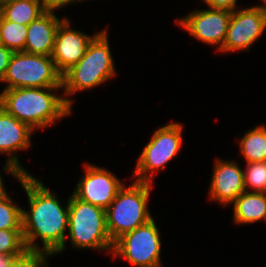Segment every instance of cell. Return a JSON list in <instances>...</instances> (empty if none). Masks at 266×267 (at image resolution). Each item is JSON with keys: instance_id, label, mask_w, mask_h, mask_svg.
<instances>
[{"instance_id": "cell-5", "label": "cell", "mask_w": 266, "mask_h": 267, "mask_svg": "<svg viewBox=\"0 0 266 267\" xmlns=\"http://www.w3.org/2000/svg\"><path fill=\"white\" fill-rule=\"evenodd\" d=\"M68 230L72 247L112 252L113 242L106 227V210L81 201L73 194L68 200Z\"/></svg>"}, {"instance_id": "cell-8", "label": "cell", "mask_w": 266, "mask_h": 267, "mask_svg": "<svg viewBox=\"0 0 266 267\" xmlns=\"http://www.w3.org/2000/svg\"><path fill=\"white\" fill-rule=\"evenodd\" d=\"M112 253L113 258L121 256L135 267L162 264L160 232L154 219L119 237Z\"/></svg>"}, {"instance_id": "cell-22", "label": "cell", "mask_w": 266, "mask_h": 267, "mask_svg": "<svg viewBox=\"0 0 266 267\" xmlns=\"http://www.w3.org/2000/svg\"><path fill=\"white\" fill-rule=\"evenodd\" d=\"M26 249L22 230H0V254L15 257Z\"/></svg>"}, {"instance_id": "cell-7", "label": "cell", "mask_w": 266, "mask_h": 267, "mask_svg": "<svg viewBox=\"0 0 266 267\" xmlns=\"http://www.w3.org/2000/svg\"><path fill=\"white\" fill-rule=\"evenodd\" d=\"M182 129V124L175 122L157 129L139 156L132 178L150 183L157 170H164L167 163L179 154Z\"/></svg>"}, {"instance_id": "cell-9", "label": "cell", "mask_w": 266, "mask_h": 267, "mask_svg": "<svg viewBox=\"0 0 266 267\" xmlns=\"http://www.w3.org/2000/svg\"><path fill=\"white\" fill-rule=\"evenodd\" d=\"M266 29V14L262 5L232 11L221 52L247 50Z\"/></svg>"}, {"instance_id": "cell-16", "label": "cell", "mask_w": 266, "mask_h": 267, "mask_svg": "<svg viewBox=\"0 0 266 267\" xmlns=\"http://www.w3.org/2000/svg\"><path fill=\"white\" fill-rule=\"evenodd\" d=\"M232 204L234 223L251 224L266 219V193L245 191Z\"/></svg>"}, {"instance_id": "cell-19", "label": "cell", "mask_w": 266, "mask_h": 267, "mask_svg": "<svg viewBox=\"0 0 266 267\" xmlns=\"http://www.w3.org/2000/svg\"><path fill=\"white\" fill-rule=\"evenodd\" d=\"M27 26L6 20L0 14V44L13 52H24Z\"/></svg>"}, {"instance_id": "cell-31", "label": "cell", "mask_w": 266, "mask_h": 267, "mask_svg": "<svg viewBox=\"0 0 266 267\" xmlns=\"http://www.w3.org/2000/svg\"><path fill=\"white\" fill-rule=\"evenodd\" d=\"M150 267H162V264H158V265L150 266Z\"/></svg>"}, {"instance_id": "cell-28", "label": "cell", "mask_w": 266, "mask_h": 267, "mask_svg": "<svg viewBox=\"0 0 266 267\" xmlns=\"http://www.w3.org/2000/svg\"><path fill=\"white\" fill-rule=\"evenodd\" d=\"M2 175V174H0ZM4 183H3V179L2 177L0 176V193H2L3 191H5V188H4Z\"/></svg>"}, {"instance_id": "cell-30", "label": "cell", "mask_w": 266, "mask_h": 267, "mask_svg": "<svg viewBox=\"0 0 266 267\" xmlns=\"http://www.w3.org/2000/svg\"><path fill=\"white\" fill-rule=\"evenodd\" d=\"M261 1H263V3H265V4H263L262 6H263L264 11H265V14H266V0H261Z\"/></svg>"}, {"instance_id": "cell-29", "label": "cell", "mask_w": 266, "mask_h": 267, "mask_svg": "<svg viewBox=\"0 0 266 267\" xmlns=\"http://www.w3.org/2000/svg\"><path fill=\"white\" fill-rule=\"evenodd\" d=\"M10 1H14V0H0V8L6 4V3H9Z\"/></svg>"}, {"instance_id": "cell-23", "label": "cell", "mask_w": 266, "mask_h": 267, "mask_svg": "<svg viewBox=\"0 0 266 267\" xmlns=\"http://www.w3.org/2000/svg\"><path fill=\"white\" fill-rule=\"evenodd\" d=\"M49 256L52 255L41 250L26 249L20 255L12 257L8 267H48L46 259Z\"/></svg>"}, {"instance_id": "cell-4", "label": "cell", "mask_w": 266, "mask_h": 267, "mask_svg": "<svg viewBox=\"0 0 266 267\" xmlns=\"http://www.w3.org/2000/svg\"><path fill=\"white\" fill-rule=\"evenodd\" d=\"M151 187L152 183L135 180L131 186H123L105 209L106 227L113 243L152 219L147 207Z\"/></svg>"}, {"instance_id": "cell-25", "label": "cell", "mask_w": 266, "mask_h": 267, "mask_svg": "<svg viewBox=\"0 0 266 267\" xmlns=\"http://www.w3.org/2000/svg\"><path fill=\"white\" fill-rule=\"evenodd\" d=\"M13 51L0 44V82L3 80Z\"/></svg>"}, {"instance_id": "cell-27", "label": "cell", "mask_w": 266, "mask_h": 267, "mask_svg": "<svg viewBox=\"0 0 266 267\" xmlns=\"http://www.w3.org/2000/svg\"><path fill=\"white\" fill-rule=\"evenodd\" d=\"M12 257L0 254V267H8Z\"/></svg>"}, {"instance_id": "cell-1", "label": "cell", "mask_w": 266, "mask_h": 267, "mask_svg": "<svg viewBox=\"0 0 266 267\" xmlns=\"http://www.w3.org/2000/svg\"><path fill=\"white\" fill-rule=\"evenodd\" d=\"M18 181L28 197L29 211L22 210V231L27 249L41 250L51 255L66 247L69 206H62L55 194L31 174H20ZM41 239V246L35 242Z\"/></svg>"}, {"instance_id": "cell-2", "label": "cell", "mask_w": 266, "mask_h": 267, "mask_svg": "<svg viewBox=\"0 0 266 267\" xmlns=\"http://www.w3.org/2000/svg\"><path fill=\"white\" fill-rule=\"evenodd\" d=\"M62 87L12 88L0 93V105L15 118L28 124L33 130L56 124V120L72 112L73 101L53 92Z\"/></svg>"}, {"instance_id": "cell-14", "label": "cell", "mask_w": 266, "mask_h": 267, "mask_svg": "<svg viewBox=\"0 0 266 267\" xmlns=\"http://www.w3.org/2000/svg\"><path fill=\"white\" fill-rule=\"evenodd\" d=\"M243 192H245L244 175L239 165L233 161L216 159L210 183L209 199L229 205Z\"/></svg>"}, {"instance_id": "cell-12", "label": "cell", "mask_w": 266, "mask_h": 267, "mask_svg": "<svg viewBox=\"0 0 266 267\" xmlns=\"http://www.w3.org/2000/svg\"><path fill=\"white\" fill-rule=\"evenodd\" d=\"M232 12L225 9L195 10L177 20V24L203 43L216 46L221 51Z\"/></svg>"}, {"instance_id": "cell-20", "label": "cell", "mask_w": 266, "mask_h": 267, "mask_svg": "<svg viewBox=\"0 0 266 267\" xmlns=\"http://www.w3.org/2000/svg\"><path fill=\"white\" fill-rule=\"evenodd\" d=\"M22 210L6 190L0 193V230H22Z\"/></svg>"}, {"instance_id": "cell-13", "label": "cell", "mask_w": 266, "mask_h": 267, "mask_svg": "<svg viewBox=\"0 0 266 267\" xmlns=\"http://www.w3.org/2000/svg\"><path fill=\"white\" fill-rule=\"evenodd\" d=\"M97 34L90 36L74 30L67 18L59 25L51 57L62 75L85 55L89 43Z\"/></svg>"}, {"instance_id": "cell-3", "label": "cell", "mask_w": 266, "mask_h": 267, "mask_svg": "<svg viewBox=\"0 0 266 267\" xmlns=\"http://www.w3.org/2000/svg\"><path fill=\"white\" fill-rule=\"evenodd\" d=\"M116 74L107 37V30L89 43L85 55L62 75L64 96L89 90L109 81Z\"/></svg>"}, {"instance_id": "cell-15", "label": "cell", "mask_w": 266, "mask_h": 267, "mask_svg": "<svg viewBox=\"0 0 266 267\" xmlns=\"http://www.w3.org/2000/svg\"><path fill=\"white\" fill-rule=\"evenodd\" d=\"M53 11L54 9H47L27 26L24 52L44 56L52 55L58 27L66 19L57 18Z\"/></svg>"}, {"instance_id": "cell-18", "label": "cell", "mask_w": 266, "mask_h": 267, "mask_svg": "<svg viewBox=\"0 0 266 267\" xmlns=\"http://www.w3.org/2000/svg\"><path fill=\"white\" fill-rule=\"evenodd\" d=\"M239 147L246 163L266 161V126H256L245 132Z\"/></svg>"}, {"instance_id": "cell-11", "label": "cell", "mask_w": 266, "mask_h": 267, "mask_svg": "<svg viewBox=\"0 0 266 267\" xmlns=\"http://www.w3.org/2000/svg\"><path fill=\"white\" fill-rule=\"evenodd\" d=\"M85 173L72 193L81 201L106 209L124 186L109 170L85 164Z\"/></svg>"}, {"instance_id": "cell-21", "label": "cell", "mask_w": 266, "mask_h": 267, "mask_svg": "<svg viewBox=\"0 0 266 267\" xmlns=\"http://www.w3.org/2000/svg\"><path fill=\"white\" fill-rule=\"evenodd\" d=\"M246 164L243 170L245 191L266 193V161ZM249 188L253 191H248Z\"/></svg>"}, {"instance_id": "cell-10", "label": "cell", "mask_w": 266, "mask_h": 267, "mask_svg": "<svg viewBox=\"0 0 266 267\" xmlns=\"http://www.w3.org/2000/svg\"><path fill=\"white\" fill-rule=\"evenodd\" d=\"M34 130L26 123L21 122L9 114L0 105V153L8 154L5 170L18 179L20 174H29L23 169L16 154L18 150H25L30 147L31 135Z\"/></svg>"}, {"instance_id": "cell-6", "label": "cell", "mask_w": 266, "mask_h": 267, "mask_svg": "<svg viewBox=\"0 0 266 267\" xmlns=\"http://www.w3.org/2000/svg\"><path fill=\"white\" fill-rule=\"evenodd\" d=\"M5 89L62 87V74L51 56L13 52L5 76Z\"/></svg>"}, {"instance_id": "cell-24", "label": "cell", "mask_w": 266, "mask_h": 267, "mask_svg": "<svg viewBox=\"0 0 266 267\" xmlns=\"http://www.w3.org/2000/svg\"><path fill=\"white\" fill-rule=\"evenodd\" d=\"M211 9H225L234 11L237 9V0H202Z\"/></svg>"}, {"instance_id": "cell-26", "label": "cell", "mask_w": 266, "mask_h": 267, "mask_svg": "<svg viewBox=\"0 0 266 267\" xmlns=\"http://www.w3.org/2000/svg\"><path fill=\"white\" fill-rule=\"evenodd\" d=\"M82 1V0H44L45 6L47 9H61L63 6H66L68 4Z\"/></svg>"}, {"instance_id": "cell-17", "label": "cell", "mask_w": 266, "mask_h": 267, "mask_svg": "<svg viewBox=\"0 0 266 267\" xmlns=\"http://www.w3.org/2000/svg\"><path fill=\"white\" fill-rule=\"evenodd\" d=\"M47 10L44 0H14L0 8V14L8 21L28 26Z\"/></svg>"}]
</instances>
